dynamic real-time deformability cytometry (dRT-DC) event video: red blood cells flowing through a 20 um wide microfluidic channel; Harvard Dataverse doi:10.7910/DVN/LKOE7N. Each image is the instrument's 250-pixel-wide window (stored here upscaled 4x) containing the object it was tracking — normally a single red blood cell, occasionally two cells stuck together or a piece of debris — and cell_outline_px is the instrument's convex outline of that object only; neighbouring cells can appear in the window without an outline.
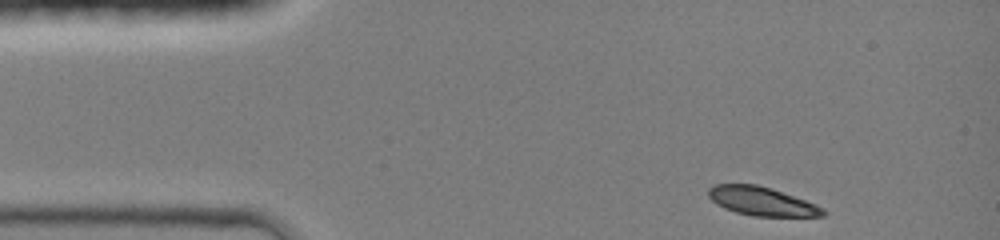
{"species": "common noctule bat (a hibernating species)", "species_latin": "Nyctalus noctula", "temperature_condition": "room temperature", "stored_images_in_passage": 37, "camera_frame_rate_fps": 3000, "um_per_image_px": 0.085, "animal": {"sex": "female", "body_mass_g": 19.0, "forearm_length_mm": 51.5}, "frame": {"image": 1, "passage_image": 1, "time_ms": 0.0, "image_size_px": [1000, 240], "cell_outline_px": [[828, 212], [824, 216], [752, 216], [736, 212], [724, 208], [716, 204], [708, 196], [708, 188], [716, 184], [756, 184], [772, 188], [816, 204], [824, 208]], "centroid_in_image_um": [64.76, 17.11], "position_along_channel_um": 20.2, "area_um2": 19.25}}
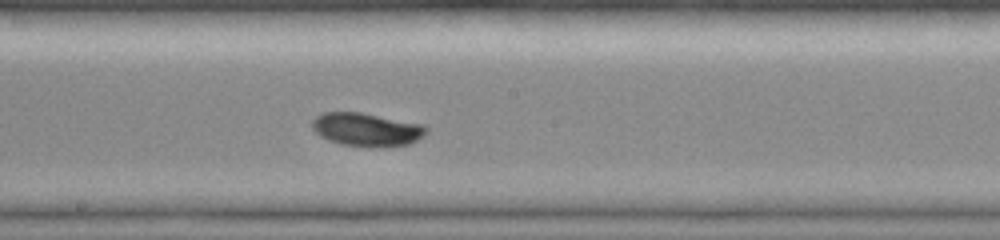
{"frame": {"image": 2, "passage_image": 20, "time_ms": 6.333, "image_size_px": [1000, 240], "cell_outline_px": [[428, 132], [424, 136], [408, 144], [380, 148], [376, 148], [340, 144], [328, 140], [320, 136], [312, 128], [312, 120], [316, 116], [324, 112], [360, 112], [424, 124], [428, 128]], "centroid_in_image_um": [31.18, 11.02], "position_along_channel_um": 217.0, "area_um2": 22.43}}
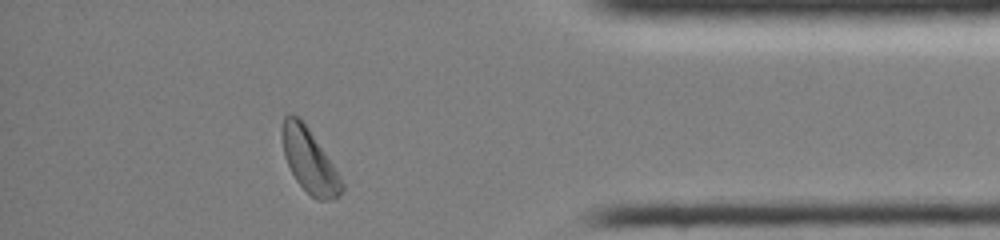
{"frame": {"image": 3, "passage_image": 35, "time_ms": 11.333, "image_size_px": [1000, 240], "cell_outline_px": [[344, 192], [340, 196], [332, 200], [316, 200], [296, 180], [284, 156], [280, 132], [284, 116], [288, 112], [292, 112], [300, 116], [340, 176], [344, 184]], "centroid_in_image_um": [26.27, 13.62], "position_along_channel_um": 408.9, "area_um2": 22.25}, "authors_computed_cell_mechanics": {"area_um2": 21.5016, "velocity_mm_per_s": 4.2149, "shape_relaxation_time_tau1_ms": 5.4481, "shape_relaxation_time_tau2_ms": null, "deformation_change_tau1": 0.1848, "deformation_change_tau2": null}}